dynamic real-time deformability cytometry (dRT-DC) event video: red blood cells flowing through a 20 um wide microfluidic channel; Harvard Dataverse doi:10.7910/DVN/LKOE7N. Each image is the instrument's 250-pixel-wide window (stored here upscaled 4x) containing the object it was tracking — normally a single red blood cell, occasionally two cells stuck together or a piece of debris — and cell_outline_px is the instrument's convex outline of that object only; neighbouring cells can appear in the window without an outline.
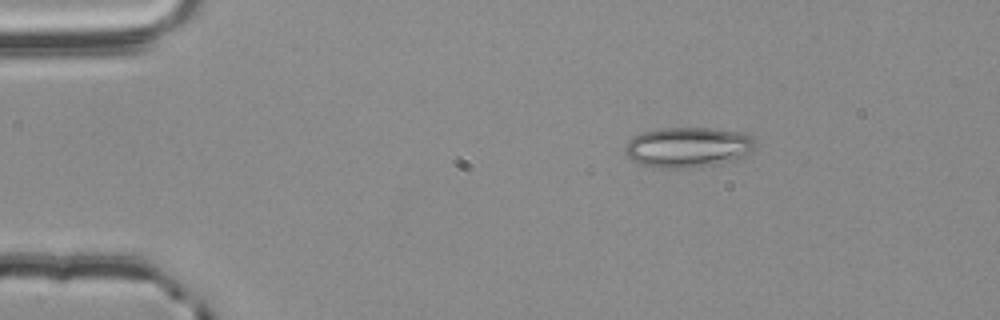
{"species": "common noctule bat (a hibernating species)", "species_latin": "Nyctalus noctula", "temperature_condition": "room temperature", "stored_images_in_passage": 47, "camera_frame_rate_fps": 3000, "um_per_image_px": 0.085, "animal": {"sex": "male", "body_mass_g": 20.4}, "frame": {"image": 1, "passage_image": 1, "time_ms": 0.0, "image_size_px": [1000, 320], "cell_outline_px": [[756, 148], [744, 160], [716, 164], [684, 168], [660, 168], [640, 164], [632, 160], [624, 152], [624, 148], [628, 140], [644, 132], [660, 128], [712, 128], [744, 132], [752, 136], [756, 140]], "centroid_in_image_um": [58.58, 12.52], "position_along_channel_um": 26.4, "area_um2": 31.21}}
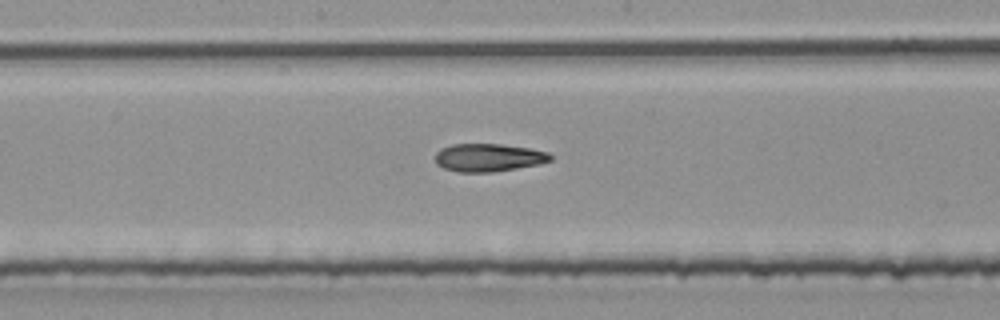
{"frame": {"image": 2, "passage_image": 21, "time_ms": 6.667, "image_size_px": [1000, 320], "cell_outline_px": [[552, 160], [540, 164], [492, 172], [460, 172], [444, 168], [436, 164], [436, 152], [440, 148], [452, 144], [500, 144], [528, 148], [548, 152], [552, 156]], "centroid_in_image_um": [41.51, 13.39], "position_along_channel_um": 206.7, "area_um2": 18.73}}
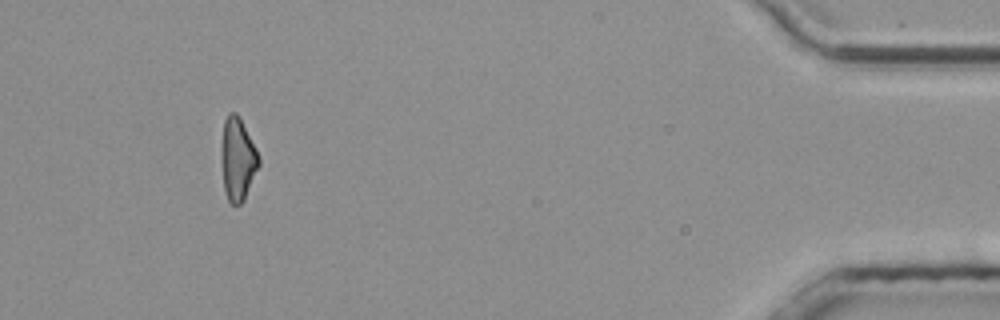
{"frame": {"image": 3, "passage_image": 43, "time_ms": 14.0, "image_size_px": [1000, 320], "cell_outline_px": [[260, 164], [244, 200], [240, 204], [232, 204], [228, 200], [224, 188], [220, 156], [220, 152], [224, 120], [228, 112], [236, 112], [240, 116], [256, 148], [260, 160]], "centroid_in_image_um": [20.19, 13.49], "position_along_channel_um": 415.0, "area_um2": 18.32}, "authors_computed_cell_mechanics": {"area_um2": 18.8428, "velocity_mm_per_s": 3.803, "shape_relaxation_time_tau1_ms": null, "shape_relaxation_time_tau2_ms": 6.1917, "deformation_change_tau1": null, "deformation_change_tau2": 0.1559}}